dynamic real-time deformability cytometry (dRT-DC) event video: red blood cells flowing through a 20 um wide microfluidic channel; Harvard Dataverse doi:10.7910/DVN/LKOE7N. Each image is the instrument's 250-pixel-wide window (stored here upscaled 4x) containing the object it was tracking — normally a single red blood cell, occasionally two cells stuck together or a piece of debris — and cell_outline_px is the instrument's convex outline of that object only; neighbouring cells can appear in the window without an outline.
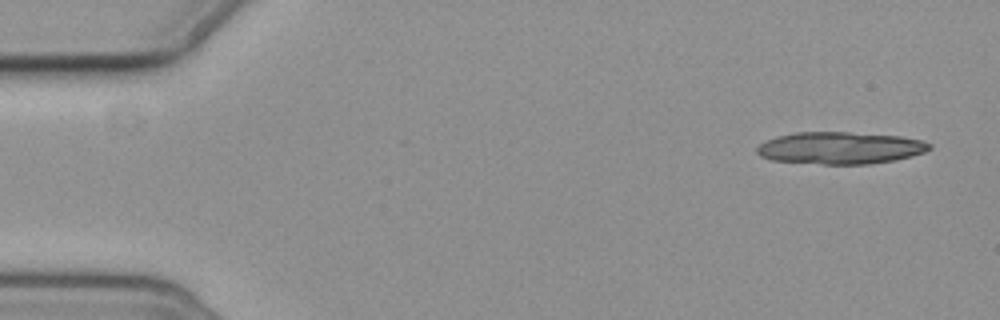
{"species": "common noctule bat (a hibernating species)", "species_latin": "Nyctalus noctula", "temperature_condition": "cold", "stored_images_in_passage": 5, "camera_frame_rate_fps": 3000, "um_per_image_px": 0.085, "animal": {"sex": "female", "body_mass_g": 19.3, "forearm_length_mm": 54.1}, "frame": {"image": 1, "passage_image": 1, "time_ms": 0.0, "image_size_px": [1000, 320], "cell_outline_px": [[932, 148], [924, 152], [912, 156], [896, 160], [872, 164], [820, 164], [772, 160], [760, 156], [756, 152], [756, 148], [760, 144], [776, 136], [796, 132], [848, 132], [900, 136], [920, 140], [932, 144]], "centroid_in_image_um": [71.42, 12.58], "position_along_channel_um": 13.6, "area_um2": 32.37}}